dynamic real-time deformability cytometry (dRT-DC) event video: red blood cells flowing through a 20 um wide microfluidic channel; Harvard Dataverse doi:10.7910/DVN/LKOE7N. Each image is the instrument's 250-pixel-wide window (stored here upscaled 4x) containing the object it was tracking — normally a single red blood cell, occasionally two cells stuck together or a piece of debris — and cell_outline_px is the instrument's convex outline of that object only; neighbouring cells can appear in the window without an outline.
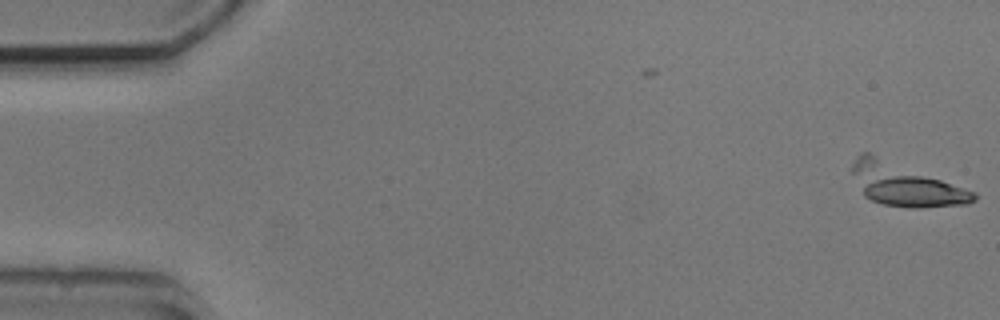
{"species": "common noctule bat (a hibernating species)", "species_latin": "Nyctalus noctula", "temperature_condition": "cold", "stored_images_in_passage": 5, "camera_frame_rate_fps": 3000, "um_per_image_px": 0.085, "animal": {"sex": "male", "body_mass_g": 20.5, "forearm_length_mm": 52.5}, "frame": {"image": 1, "passage_image": 2, "time_ms": 1.333, "image_size_px": [1000, 320], "cell_outline_px": [[980, 196], [976, 200], [968, 204], [920, 208], [912, 208], [884, 204], [872, 200], [864, 196], [852, 172], [852, 164], [856, 156], [860, 152], [868, 152], [976, 192]], "centroid_in_image_um": [76.96, 15.71], "position_along_channel_um": 8.0, "area_um2": 29.77}}
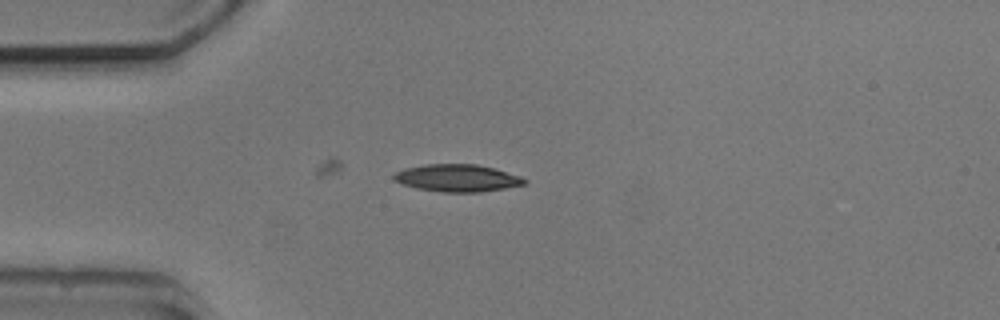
{"frame": {"image": 2, "passage_image": 5, "time_ms": 5.667, "image_size_px": [1000, 320], "cell_outline_px": [[528, 180], [524, 184], [504, 188], [480, 192], [440, 192], [416, 188], [400, 184], [392, 176], [396, 172], [404, 168], [424, 164], [476, 164], [492, 168], [520, 176]], "centroid_in_image_um": [38.82, 15.13], "position_along_channel_um": 46.2, "area_um2": 20.69}}